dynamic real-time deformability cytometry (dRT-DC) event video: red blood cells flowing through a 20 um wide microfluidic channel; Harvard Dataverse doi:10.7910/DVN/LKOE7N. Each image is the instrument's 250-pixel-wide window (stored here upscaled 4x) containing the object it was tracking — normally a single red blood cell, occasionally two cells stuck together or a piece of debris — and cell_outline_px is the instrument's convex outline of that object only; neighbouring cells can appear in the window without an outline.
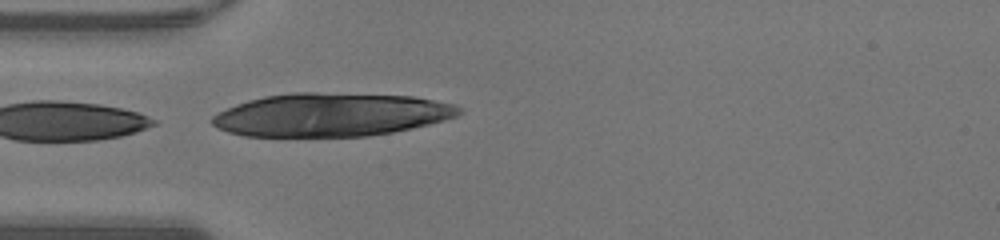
{"species": "human", "species_latin": "Homo sapiens", "temperature_condition": "warm", "stored_images_in_passage": 22, "camera_frame_rate_fps": 3000, "um_per_image_px": 0.085, "donor": {"sex": "male"}, "frame": {"image": 1, "passage_image": 13, "time_ms": 4.0, "image_size_px": [1000, 240], "cell_outline_px": [[464, 112], [456, 116], [444, 120], [412, 128], [392, 132], [368, 136], [244, 136], [228, 132], [212, 124], [212, 116], [236, 104], [248, 100], [264, 96], [292, 92], [316, 92], [412, 96], [456, 104]], "centroid_in_image_um": [28.16, 9.74], "position_along_channel_um": 56.8, "area_um2": 62.19}}